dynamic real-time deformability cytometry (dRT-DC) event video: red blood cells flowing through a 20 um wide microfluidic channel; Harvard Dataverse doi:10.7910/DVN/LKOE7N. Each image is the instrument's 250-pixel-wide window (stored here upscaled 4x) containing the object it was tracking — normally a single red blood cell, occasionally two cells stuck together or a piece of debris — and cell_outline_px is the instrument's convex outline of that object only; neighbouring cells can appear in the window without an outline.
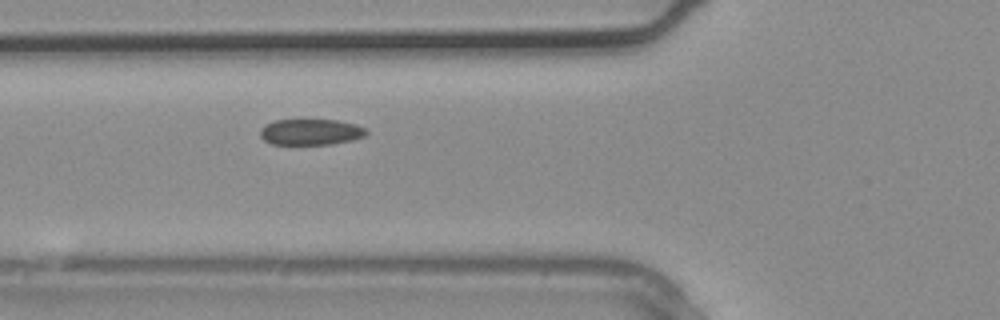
{"species": "common noctule bat (a hibernating species)", "species_latin": "Nyctalus noctula", "temperature_condition": "warm", "stored_images_in_passage": 2, "camera_frame_rate_fps": 3000, "um_per_image_px": 0.085, "animal": {"sex": "male", "body_mass_g": 20.4}, "frame": {"image": 1, "passage_image": 2, "time_ms": 0.333, "image_size_px": [1000, 320], "cell_outline_px": [[368, 132], [364, 136], [352, 140], [332, 144], [272, 144], [264, 140], [260, 136], [260, 128], [264, 124], [276, 120], [336, 120], [356, 124], [368, 128]], "centroid_in_image_um": [26.42, 11.21], "position_along_channel_um": 99.4, "area_um2": 16.18}}